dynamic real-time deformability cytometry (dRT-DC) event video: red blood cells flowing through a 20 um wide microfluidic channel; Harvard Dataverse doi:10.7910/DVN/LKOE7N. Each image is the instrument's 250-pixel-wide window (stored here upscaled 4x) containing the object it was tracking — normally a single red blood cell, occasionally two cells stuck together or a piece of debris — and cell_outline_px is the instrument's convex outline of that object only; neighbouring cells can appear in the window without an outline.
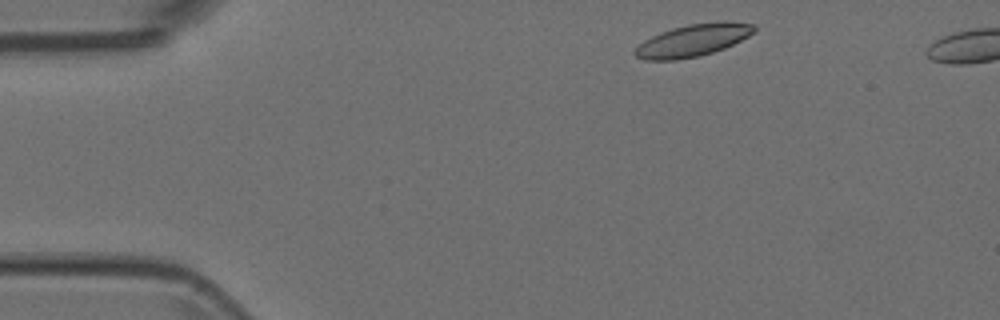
{"species": "Egyptian fruit bat (a non-hibernating species)", "species_latin": "Rousettus aegyptiacus", "temperature_condition": "room temperature", "stored_images_in_passage": 2, "camera_frame_rate_fps": 3000, "um_per_image_px": 0.085, "animal": {"sex": "female"}, "frame": {"image": 1, "passage_image": 1, "time_ms": 0.0, "image_size_px": [1000, 320], "cell_outline_px": [[756, 32], [724, 48], [700, 56], [676, 60], [644, 60], [636, 56], [632, 52], [644, 40], [660, 32], [672, 28], [688, 24], [724, 20], [756, 24]], "centroid_in_image_um": [58.92, 3.41], "position_along_channel_um": 26.1, "area_um2": 22.54}}